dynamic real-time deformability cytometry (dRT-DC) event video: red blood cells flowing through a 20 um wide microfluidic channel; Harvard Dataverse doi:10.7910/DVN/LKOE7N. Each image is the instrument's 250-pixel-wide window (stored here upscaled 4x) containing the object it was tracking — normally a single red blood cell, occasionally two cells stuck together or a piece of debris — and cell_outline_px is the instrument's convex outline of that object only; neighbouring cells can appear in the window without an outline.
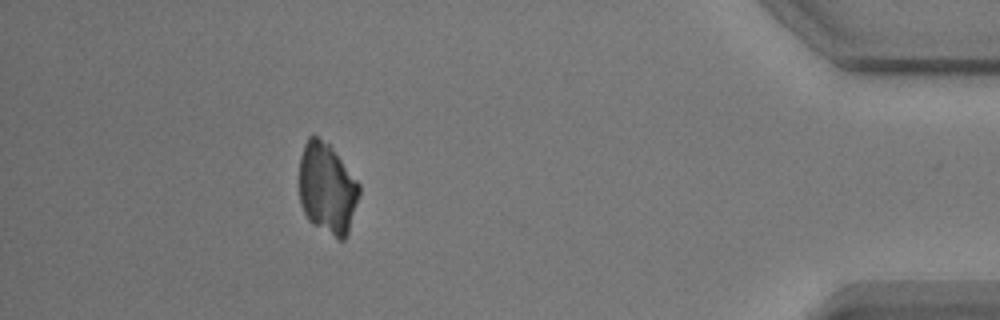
{"species": "common noctule bat (a hibernating species)", "species_latin": "Nyctalus noctula", "temperature_condition": "warm", "stored_images_in_passage": 44, "camera_frame_rate_fps": 3000, "um_per_image_px": 0.085, "animal": {"sex": "male", "body_mass_g": 17.9}, "frame": {"image": 1, "passage_image": 38, "time_ms": 12.333, "image_size_px": [1000, 320], "cell_outline_px": [[360, 192], [348, 232], [344, 240], [340, 240], [312, 224], [308, 220], [300, 204], [300, 156], [304, 144], [308, 136], [316, 136], [328, 144], [332, 148], [360, 184]], "centroid_in_image_um": [27.8, 16.03], "position_along_channel_um": 407.4, "area_um2": 31.56}}